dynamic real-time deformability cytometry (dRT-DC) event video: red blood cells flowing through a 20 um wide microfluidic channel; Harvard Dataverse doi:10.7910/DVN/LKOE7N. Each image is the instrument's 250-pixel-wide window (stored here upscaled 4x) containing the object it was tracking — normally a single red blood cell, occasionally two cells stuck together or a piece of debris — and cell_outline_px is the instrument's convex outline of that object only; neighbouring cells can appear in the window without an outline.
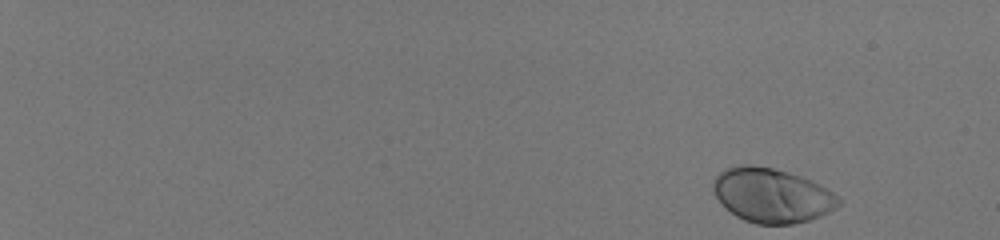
{"species": "human", "species_latin": "Homo sapiens", "temperature_condition": "room temperature", "stored_images_in_passage": 52, "camera_frame_rate_fps": 3000, "um_per_image_px": 0.085, "donor": {"sex": "male"}, "frame": {"image": 1, "passage_image": 1, "time_ms": 0.0, "image_size_px": [1000, 240], "cell_outline_px": [[840, 204], [828, 212], [820, 216], [808, 220], [792, 224], [756, 224], [744, 220], [736, 216], [712, 192], [712, 184], [716, 176], [720, 172], [728, 168], [740, 164], [752, 164], [772, 168], [788, 172], [800, 176], [832, 192], [840, 200]], "centroid_in_image_um": [65.57, 16.6], "position_along_channel_um": 19.4, "area_um2": 39.19}}
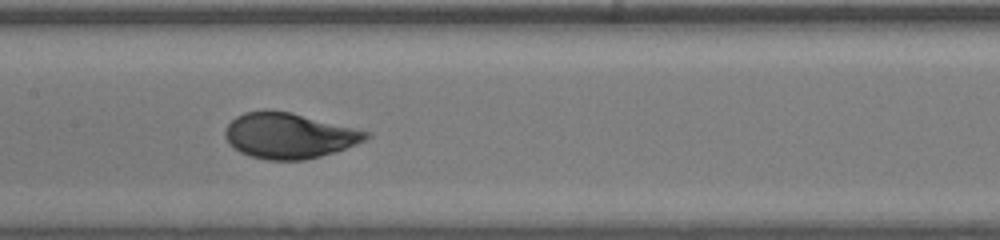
{"frame": {"image": 2, "passage_image": 30, "time_ms": 9.667, "image_size_px": [1000, 240], "cell_outline_px": [[372, 136], [356, 144], [320, 156], [304, 160], [268, 160], [248, 156], [240, 152], [228, 144], [224, 136], [224, 132], [228, 124], [236, 116], [244, 112], [264, 108], [268, 108], [292, 112], [368, 132]], "centroid_in_image_um": [24.48, 11.51], "position_along_channel_um": 182.9, "area_um2": 37.51}}
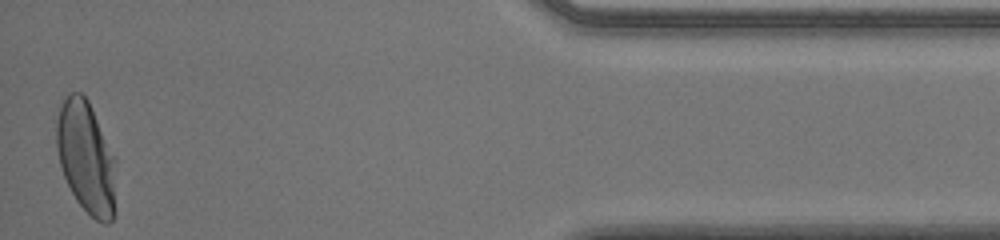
{"frame": {"image": 3, "passage_image": 52, "time_ms": 17.0, "image_size_px": [1000, 240], "cell_outline_px": [[116, 212], [112, 220], [108, 224], [104, 224], [96, 220], [76, 200], [64, 176], [60, 164], [56, 148], [56, 120], [60, 108], [68, 92], [80, 92], [88, 100], [116, 156]], "centroid_in_image_um": [7.37, 13.4], "position_along_channel_um": 427.8, "area_um2": 39.54}, "authors_computed_cell_mechanics": {"area_um2": 37.6278, "velocity_mm_per_s": 3.99, "shape_relaxation_time_tau1_ms": 2.7187, "shape_relaxation_time_tau2_ms": null, "deformation_change_tau1": 0.1626, "deformation_change_tau2": null}}